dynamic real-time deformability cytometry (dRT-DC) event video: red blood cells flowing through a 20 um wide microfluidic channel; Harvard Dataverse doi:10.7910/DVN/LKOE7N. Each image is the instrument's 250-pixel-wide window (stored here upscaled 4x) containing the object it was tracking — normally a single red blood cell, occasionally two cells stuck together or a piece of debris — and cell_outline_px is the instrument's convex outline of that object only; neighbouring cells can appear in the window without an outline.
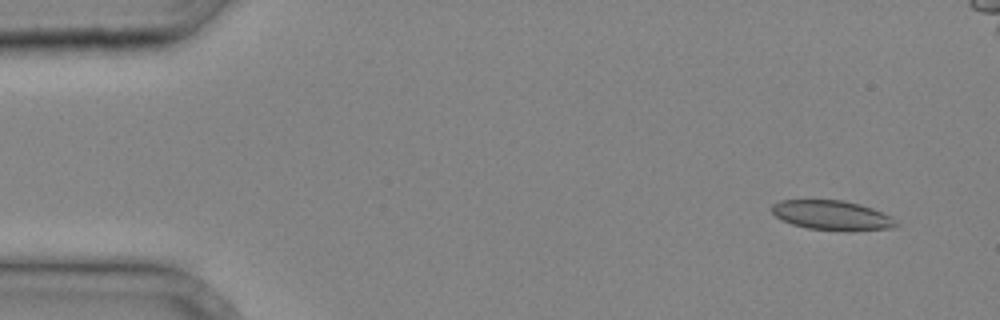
{"species": "common noctule bat (a hibernating species)", "species_latin": "Nyctalus noctula", "temperature_condition": "cold", "stored_images_in_passage": 35, "camera_frame_rate_fps": 3000, "um_per_image_px": 0.085, "animal": {"sex": "male", "body_mass_g": 20.4}, "frame": {"image": 1, "passage_image": 2, "time_ms": 0.333, "image_size_px": [1000, 320], "cell_outline_px": [[900, 224], [892, 228], [808, 228], [792, 224], [780, 220], [772, 212], [772, 204], [780, 200], [844, 200], [860, 204], [872, 208], [888, 216]], "centroid_in_image_um": [70.61, 18.24], "position_along_channel_um": 14.4, "area_um2": 20.35}}
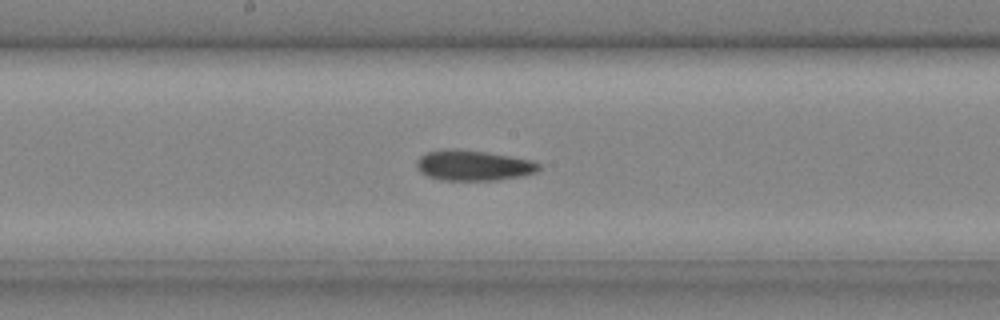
{"frame": {"image": 2, "passage_image": 19, "time_ms": 6.0, "image_size_px": [1000, 320], "cell_outline_px": [[540, 168], [536, 172], [520, 176], [496, 180], [444, 180], [428, 176], [420, 172], [416, 168], [416, 160], [420, 156], [428, 152], [444, 148], [456, 148], [488, 152], [532, 160], [540, 164]], "centroid_in_image_um": [40.21, 14.04], "position_along_channel_um": 208.0, "area_um2": 21.79}}
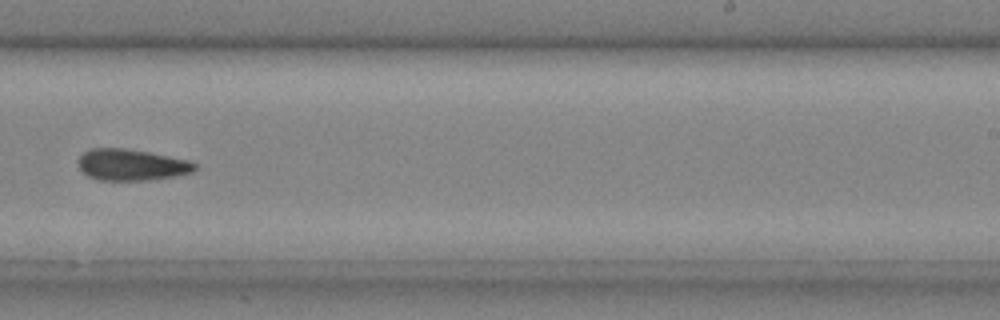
{"frame": {"image": 3, "passage_image": 23, "time_ms": 7.333, "image_size_px": [1000, 320], "cell_outline_px": [[200, 164], [192, 172], [176, 176], [148, 180], [96, 180], [88, 176], [80, 168], [76, 160], [84, 152], [92, 148], [124, 148], [148, 152], [192, 160]], "centroid_in_image_um": [11.21, 14.01], "position_along_channel_um": 277.8, "area_um2": 21.56}}